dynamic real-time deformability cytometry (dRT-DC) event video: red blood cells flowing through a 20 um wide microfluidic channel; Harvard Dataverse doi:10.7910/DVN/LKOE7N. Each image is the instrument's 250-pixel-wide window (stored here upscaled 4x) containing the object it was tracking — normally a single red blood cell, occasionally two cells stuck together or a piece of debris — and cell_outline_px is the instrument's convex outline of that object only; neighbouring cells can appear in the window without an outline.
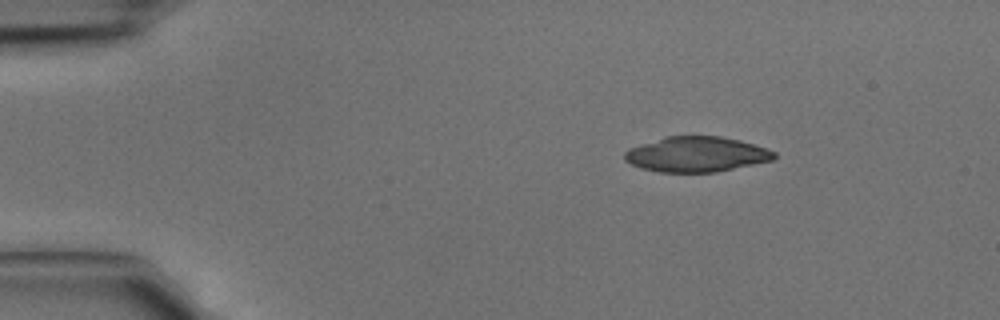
{"species": "common noctule bat (a hibernating species)", "species_latin": "Nyctalus noctula", "temperature_condition": "cold", "stored_images_in_passage": 3, "camera_frame_rate_fps": 3000, "um_per_image_px": 0.085, "animal": {"sex": "male", "body_mass_g": 15.6}, "frame": {"image": 1, "passage_image": 1, "time_ms": 0.0, "image_size_px": [1000, 320], "cell_outline_px": [[776, 156], [772, 160], [716, 172], [660, 172], [640, 168], [624, 160], [624, 152], [628, 148], [664, 136], [720, 136], [740, 140], [776, 152]], "centroid_in_image_um": [59.15, 13.11], "position_along_channel_um": 25.9, "area_um2": 30.63}}